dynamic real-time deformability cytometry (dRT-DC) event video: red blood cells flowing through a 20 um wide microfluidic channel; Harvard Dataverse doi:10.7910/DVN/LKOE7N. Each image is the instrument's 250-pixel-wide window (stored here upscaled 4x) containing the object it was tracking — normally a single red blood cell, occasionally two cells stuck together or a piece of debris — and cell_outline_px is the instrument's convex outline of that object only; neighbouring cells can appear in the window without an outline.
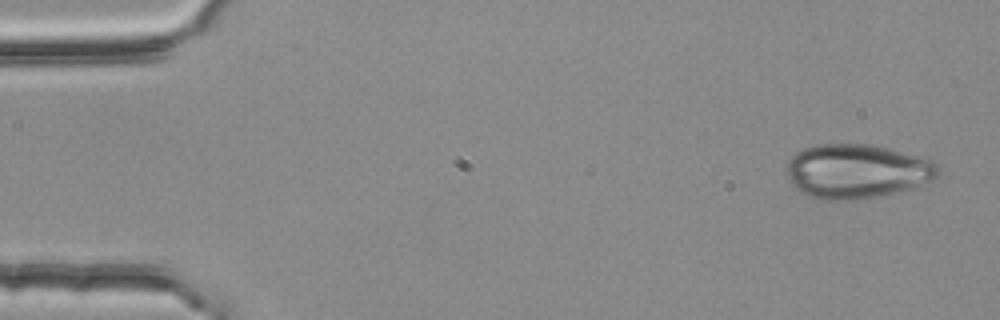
{"species": "common noctule bat (a hibernating species)", "species_latin": "Nyctalus noctula", "temperature_condition": "room temperature", "stored_images_in_passage": 3, "camera_frame_rate_fps": 3000, "um_per_image_px": 0.085, "animal": {"sex": "female", "body_mass_g": 25.1}, "frame": {"image": 1, "passage_image": 1, "time_ms": 0.0, "image_size_px": [1000, 320], "cell_outline_px": [[940, 176], [932, 180], [896, 192], [876, 196], [852, 200], [820, 200], [800, 192], [792, 184], [784, 168], [788, 160], [796, 152], [804, 148], [820, 144], [872, 144], [920, 156], [936, 164], [940, 168]], "centroid_in_image_um": [72.79, 14.55], "position_along_channel_um": 12.2, "area_um2": 47.92}}